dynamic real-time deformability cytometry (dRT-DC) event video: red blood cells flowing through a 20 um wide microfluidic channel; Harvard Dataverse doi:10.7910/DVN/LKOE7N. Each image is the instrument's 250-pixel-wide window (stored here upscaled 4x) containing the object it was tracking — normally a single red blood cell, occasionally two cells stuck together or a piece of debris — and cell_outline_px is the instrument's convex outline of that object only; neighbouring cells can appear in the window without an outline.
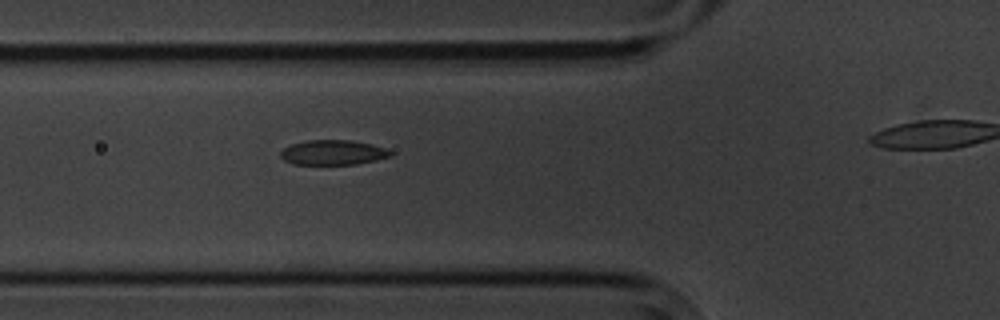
{"species": "common noctule bat (a hibernating species)", "species_latin": "Nyctalus noctula", "temperature_condition": "cold", "stored_images_in_passage": 5, "segment_of_instrument_passage": [1, 2], "camera_frame_rate_fps": 3000, "um_per_image_px": 0.085, "animal": {"sex": "male", "body_mass_g": 20.1, "forearm_length_mm": 53.5}, "frame": {"image": 1, "passage_image": 4, "time_ms": 3.333, "image_size_px": [1000, 320], "cell_outline_px": [[392, 156], [376, 160], [356, 164], [292, 164], [284, 160], [280, 156], [280, 152], [284, 148], [292, 144], [308, 140], [352, 140], [372, 144], [384, 148], [392, 152]], "centroid_in_image_um": [28.3, 12.96], "position_along_channel_um": 97.5, "area_um2": 15.9}}